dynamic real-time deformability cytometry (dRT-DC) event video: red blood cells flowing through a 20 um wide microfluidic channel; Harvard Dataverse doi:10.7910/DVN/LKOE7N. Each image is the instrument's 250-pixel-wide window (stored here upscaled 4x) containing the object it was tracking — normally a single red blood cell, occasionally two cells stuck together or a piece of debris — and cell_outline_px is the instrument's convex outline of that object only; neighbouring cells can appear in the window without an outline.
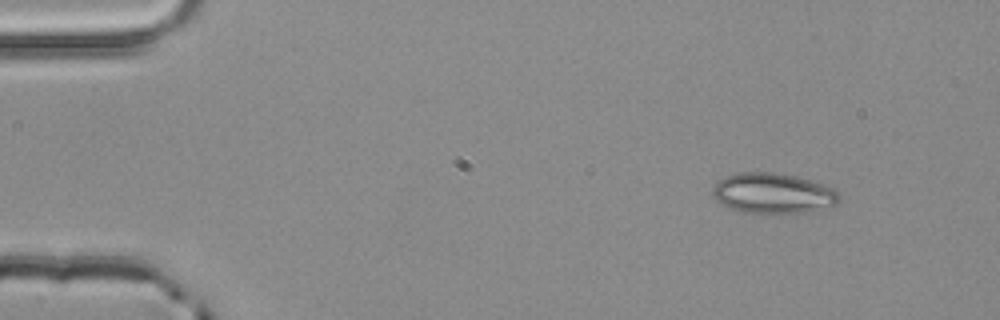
{"species": "common noctule bat (a hibernating species)", "species_latin": "Nyctalus noctula", "temperature_condition": "room temperature", "stored_images_in_passage": 3, "camera_frame_rate_fps": 3000, "um_per_image_px": 0.085, "animal": {"sex": "male", "body_mass_g": 20.4}, "frame": {"image": 1, "passage_image": 1, "time_ms": 0.0, "image_size_px": [1000, 320], "cell_outline_px": [[840, 200], [836, 204], [804, 212], [740, 212], [724, 204], [712, 192], [712, 188], [724, 176], [740, 172], [772, 172], [796, 176], [832, 188], [840, 192]], "centroid_in_image_um": [65.72, 16.4], "position_along_channel_um": 19.3, "area_um2": 29.02}}